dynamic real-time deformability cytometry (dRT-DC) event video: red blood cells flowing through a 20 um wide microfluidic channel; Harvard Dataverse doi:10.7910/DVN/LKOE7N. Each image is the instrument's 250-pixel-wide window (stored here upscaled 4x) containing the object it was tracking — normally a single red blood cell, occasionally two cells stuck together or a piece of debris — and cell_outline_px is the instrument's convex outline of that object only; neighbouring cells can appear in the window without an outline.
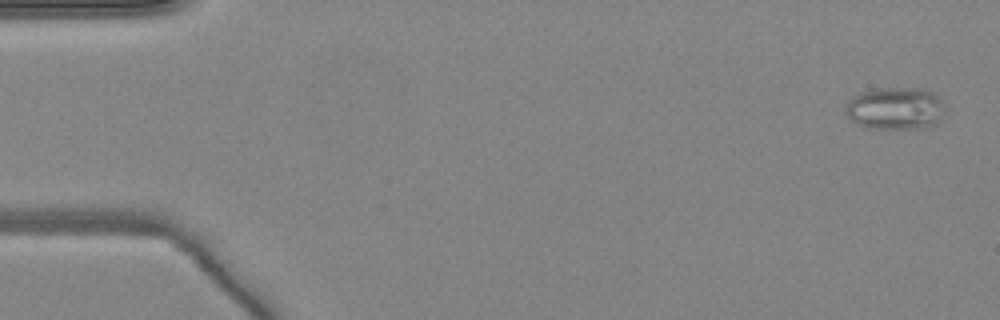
{"species": "common noctule bat (a hibernating species)", "species_latin": "Nyctalus noctula", "temperature_condition": "warm", "stored_images_in_passage": 50, "camera_frame_rate_fps": 3000, "um_per_image_px": 0.085, "animal": {"sex": "female", "body_mass_g": 24.6, "forearm_length_mm": 56.2}, "frame": {"image": 1, "passage_image": 2, "time_ms": 0.333, "image_size_px": [1000, 320], "cell_outline_px": [[948, 112], [932, 128], [868, 128], [856, 124], [844, 116], [844, 104], [852, 96], [860, 92], [872, 88], [924, 88], [932, 92], [944, 100], [948, 104]], "centroid_in_image_um": [76.14, 9.21], "position_along_channel_um": 8.9, "area_um2": 25.84}}
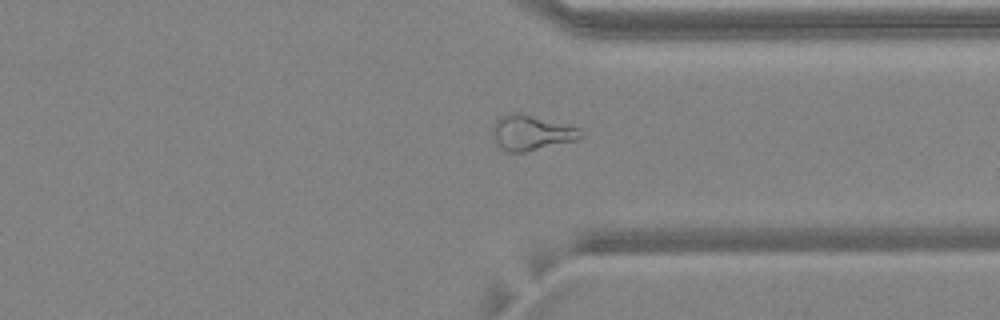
{"frame": {"image": 2, "passage_image": 38, "time_ms": 12.333, "image_size_px": [1000, 320], "cell_outline_px": [[584, 136], [576, 140], [524, 152], [508, 152], [500, 148], [496, 144], [492, 136], [492, 128], [496, 120], [500, 116], [508, 112], [516, 112], [572, 124], [580, 128], [584, 132]], "centroid_in_image_um": [45.18, 11.26], "position_along_channel_um": 366.2, "area_um2": 18.5}}
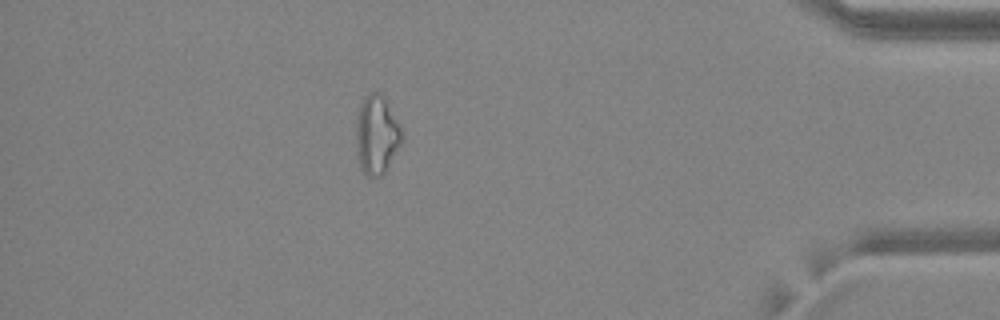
{"frame": {"image": 3, "passage_image": 44, "time_ms": 14.333, "image_size_px": [1000, 320], "cell_outline_px": [[400, 144], [384, 172], [380, 176], [368, 176], [360, 168], [356, 148], [356, 116], [360, 104], [364, 96], [368, 92], [380, 92], [384, 96], [400, 128]], "centroid_in_image_um": [31.96, 11.42], "position_along_channel_um": 403.2, "area_um2": 20.63}, "authors_computed_cell_mechanics": {"area_um2": 19.7965, "velocity_mm_per_s": 4.1418, "shape_relaxation_time_tau1_ms": null, "shape_relaxation_time_tau2_ms": 3.9867, "deformation_change_tau1": null, "deformation_change_tau2": 0.1388}}